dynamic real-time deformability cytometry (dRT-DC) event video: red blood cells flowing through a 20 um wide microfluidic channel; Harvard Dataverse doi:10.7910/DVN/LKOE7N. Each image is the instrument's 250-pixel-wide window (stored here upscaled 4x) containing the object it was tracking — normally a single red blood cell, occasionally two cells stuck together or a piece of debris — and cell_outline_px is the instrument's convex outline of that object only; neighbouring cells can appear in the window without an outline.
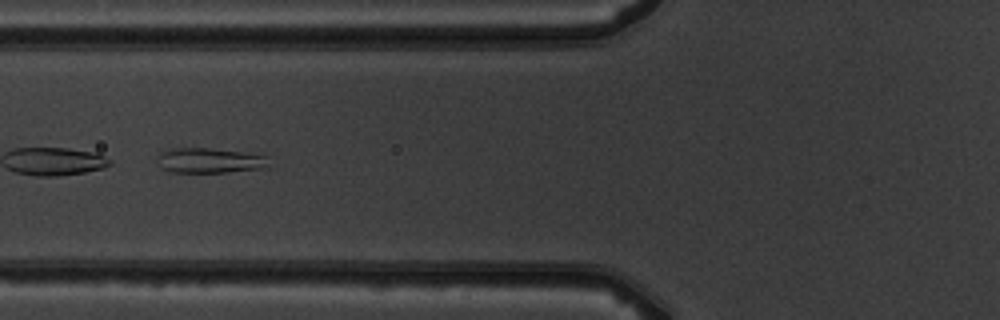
{"species": "common noctule bat (a hibernating species)", "species_latin": "Nyctalus noctula", "temperature_condition": "warm", "stored_images_in_passage": 7, "camera_frame_rate_fps": 3000, "um_per_image_px": 0.085, "animal": {"sex": "male", "body_mass_g": 19.5, "forearm_length_mm": 54.6}, "frame": {"image": 1, "passage_image": 4, "time_ms": 4.667, "image_size_px": [1000, 320], "cell_outline_px": [[268, 168], [228, 172], [168, 172], [160, 168], [156, 156], [164, 148], [208, 148], [244, 152], [268, 156]], "centroid_in_image_um": [17.77, 13.64], "position_along_channel_um": 108.0, "area_um2": 16.65}}
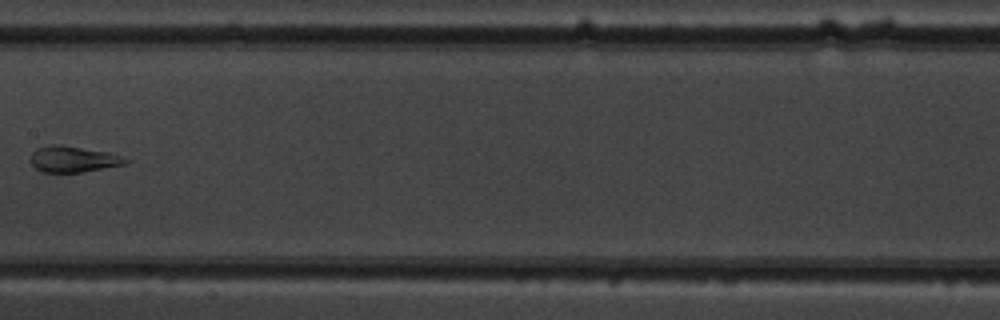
{"frame": {"image": 2, "passage_image": 6, "time_ms": 7.0, "image_size_px": [1000, 320], "cell_outline_px": [[132, 160], [128, 164], [80, 172], [44, 172], [36, 168], [32, 164], [32, 152], [36, 148], [52, 144], [60, 144], [112, 152]], "centroid_in_image_um": [6.3, 13.51], "position_along_channel_um": 201.1, "area_um2": 14.62}}